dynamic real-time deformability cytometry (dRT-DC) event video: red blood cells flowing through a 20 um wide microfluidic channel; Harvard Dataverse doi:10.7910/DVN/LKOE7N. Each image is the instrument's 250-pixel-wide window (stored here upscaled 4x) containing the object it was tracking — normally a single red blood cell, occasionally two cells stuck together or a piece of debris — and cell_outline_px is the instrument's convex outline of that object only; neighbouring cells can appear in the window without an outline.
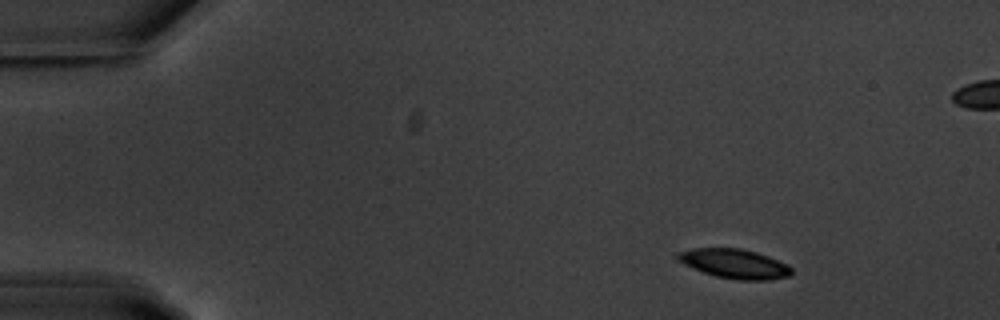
{"species": "common noctule bat (a hibernating species)", "species_latin": "Nyctalus noctula", "temperature_condition": "warm", "stored_images_in_passage": 55, "camera_frame_rate_fps": 3000, "um_per_image_px": 0.085, "animal": {"sex": "male", "body_mass_g": 20.1, "forearm_length_mm": 53.5}, "frame": {"image": 1, "passage_image": 6, "time_ms": 1.667, "image_size_px": [1000, 320], "cell_outline_px": [[792, 272], [788, 276], [768, 280], [736, 280], [716, 276], [692, 268], [676, 260], [672, 256], [676, 252], [692, 248], [740, 248], [756, 252], [768, 256], [788, 264], [792, 268]], "centroid_in_image_um": [62.38, 22.4], "position_along_channel_um": 22.6, "area_um2": 19.71}}
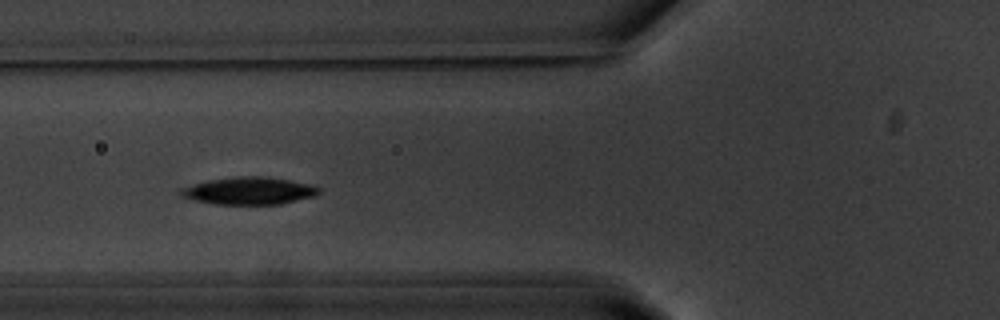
{"frame": {"image": 2, "passage_image": 20, "time_ms": 6.333, "image_size_px": [1000, 320], "cell_outline_px": [[320, 192], [316, 196], [280, 204], [212, 204], [180, 196], [180, 188], [208, 180], [236, 176], [268, 176], [312, 184], [320, 188]], "centroid_in_image_um": [21.2, 16.21], "position_along_channel_um": 104.6, "area_um2": 22.2}}
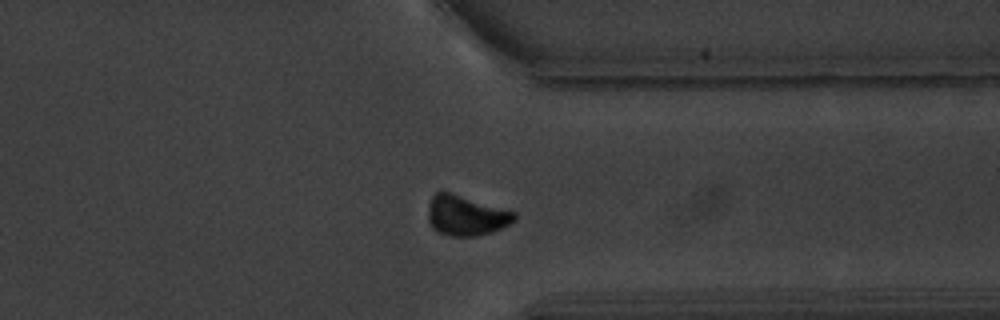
{"frame": {"image": 3, "passage_image": 42, "time_ms": 13.667, "image_size_px": [1000, 320], "cell_outline_px": [[516, 220], [492, 232], [476, 236], [448, 236], [432, 228], [428, 220], [428, 204], [432, 196], [436, 192], [452, 192], [516, 212]], "centroid_in_image_um": [39.6, 18.31], "position_along_channel_um": 371.8, "area_um2": 20.29}, "authors_computed_cell_mechanics": {"area_um2": 20.0566, "velocity_mm_per_s": 3.6545, "shape_relaxation_time_tau1_ms": 2.8252, "shape_relaxation_time_tau2_ms": null, "deformation_change_tau1": 0.1439, "deformation_change_tau2": null}}